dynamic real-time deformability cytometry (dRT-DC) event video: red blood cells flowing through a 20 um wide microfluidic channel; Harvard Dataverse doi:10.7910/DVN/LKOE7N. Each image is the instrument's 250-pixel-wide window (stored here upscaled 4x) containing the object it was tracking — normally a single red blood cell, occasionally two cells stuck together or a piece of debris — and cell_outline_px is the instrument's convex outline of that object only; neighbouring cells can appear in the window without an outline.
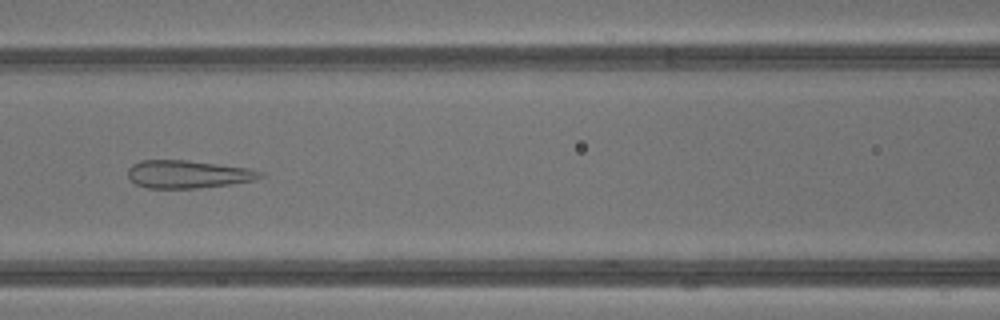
{"species": "common noctule bat (a hibernating species)", "species_latin": "Nyctalus noctula", "temperature_condition": "warm", "stored_images_in_passage": 42, "camera_frame_rate_fps": 3000, "um_per_image_px": 0.085, "animal": {"sex": "male", "body_mass_g": 13.3}, "frame": {"image": 1, "passage_image": 19, "time_ms": 6.0, "image_size_px": [1000, 320], "cell_outline_px": [[264, 176], [256, 180], [200, 188], [148, 188], [136, 184], [128, 176], [128, 168], [132, 164], [140, 160], [188, 160], [248, 168], [264, 172]], "centroid_in_image_um": [15.98, 14.8], "position_along_channel_um": 150.6, "area_um2": 21.5}}
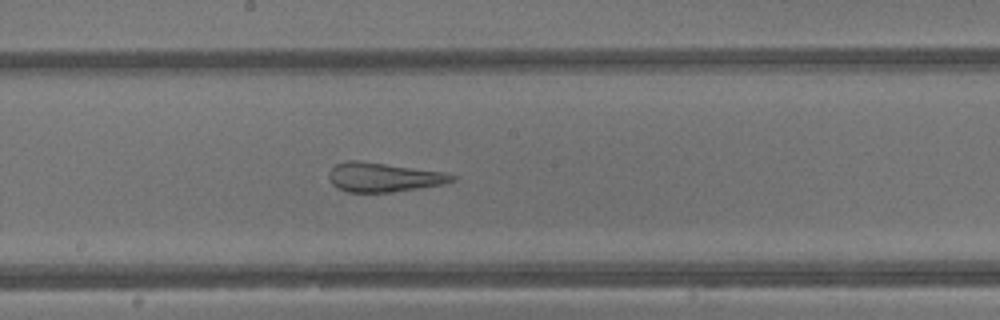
{"frame": {"image": 2, "passage_image": 23, "time_ms": 7.333, "image_size_px": [1000, 320], "cell_outline_px": [[456, 180], [444, 184], [392, 192], [348, 192], [336, 188], [332, 184], [328, 176], [332, 168], [336, 164], [344, 160], [356, 160], [444, 172], [456, 176]], "centroid_in_image_um": [32.58, 15.07], "position_along_channel_um": 215.6, "area_um2": 20.87}}
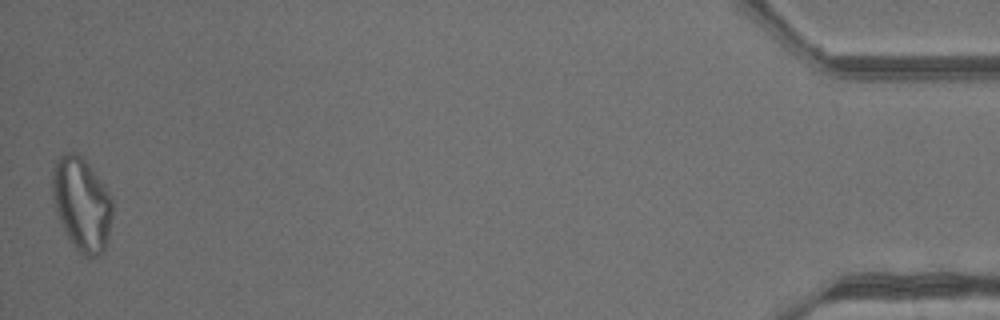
{"frame": {"image": 3, "passage_image": 42, "time_ms": 13.667, "image_size_px": [1000, 320], "cell_outline_px": [[112, 216], [108, 236], [104, 252], [100, 256], [84, 256], [76, 248], [68, 236], [60, 220], [56, 208], [52, 192], [52, 168], [60, 156], [68, 152], [76, 152], [88, 164], [108, 192], [112, 200]], "centroid_in_image_um": [6.95, 17.35], "position_along_channel_um": 428.2, "area_um2": 32.08}, "authors_computed_cell_mechanics": {"area_um2": 27.8885, "velocity_mm_per_s": 4.8878, "shape_relaxation_time_tau1_ms": null, "shape_relaxation_time_tau2_ms": 1.1236, "deformation_change_tau1": null, "deformation_change_tau2": 0.0998}}